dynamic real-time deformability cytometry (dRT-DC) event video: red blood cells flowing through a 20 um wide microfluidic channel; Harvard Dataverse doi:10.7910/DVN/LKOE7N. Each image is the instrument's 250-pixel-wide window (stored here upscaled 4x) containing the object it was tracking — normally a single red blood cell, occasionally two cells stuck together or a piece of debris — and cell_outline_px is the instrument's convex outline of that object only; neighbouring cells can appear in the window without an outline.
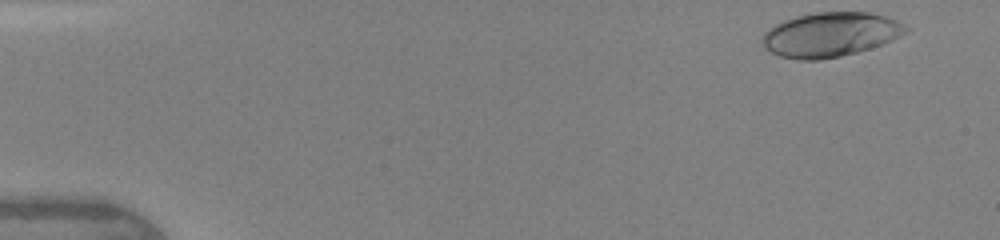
{"species": "human", "species_latin": "Homo sapiens", "temperature_condition": "warm", "stored_images_in_passage": 10, "camera_frame_rate_fps": 3000, "um_per_image_px": 0.085, "donor": {"sex": "female"}, "frame": {"image": 1, "passage_image": 1, "time_ms": 0.0, "image_size_px": [1000, 240], "cell_outline_px": [[908, 32], [900, 36], [880, 44], [856, 52], [840, 56], [820, 60], [796, 60], [780, 56], [764, 48], [760, 40], [764, 32], [768, 28], [784, 20], [796, 16], [816, 12], [868, 12], [884, 16], [896, 20], [904, 24], [908, 28]], "centroid_in_image_um": [70.53, 2.94], "position_along_channel_um": 14.5, "area_um2": 37.11}}